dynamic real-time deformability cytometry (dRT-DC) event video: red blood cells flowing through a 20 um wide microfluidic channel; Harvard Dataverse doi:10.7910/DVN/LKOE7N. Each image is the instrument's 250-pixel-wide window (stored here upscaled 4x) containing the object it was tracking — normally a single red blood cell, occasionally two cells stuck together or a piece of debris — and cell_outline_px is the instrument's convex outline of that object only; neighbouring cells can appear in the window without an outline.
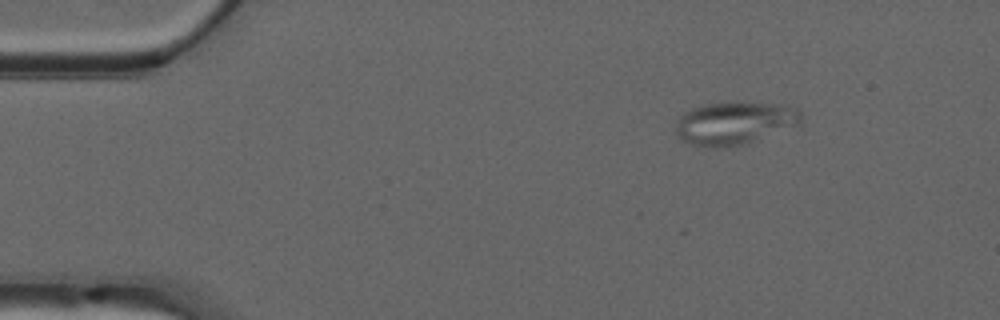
{"species": "common noctule bat (a hibernating species)", "species_latin": "Nyctalus noctula", "temperature_condition": "warm", "stored_images_in_passage": 6, "camera_frame_rate_fps": 3000, "um_per_image_px": 0.085, "animal": {"sex": "male", "forearm_length_mm": 52.5}, "frame": {"image": 1, "passage_image": 1, "time_ms": 0.0, "image_size_px": [1000, 320], "cell_outline_px": [[804, 112], [800, 120], [796, 124], [748, 144], [728, 148], [712, 148], [692, 144], [684, 140], [676, 132], [676, 120], [684, 112], [692, 108], [704, 104], [728, 100], [788, 104]], "centroid_in_image_um": [62.44, 10.43], "position_along_channel_um": 22.6, "area_um2": 32.08}}